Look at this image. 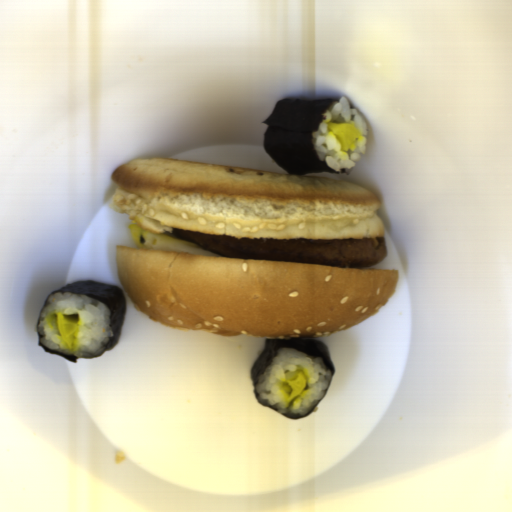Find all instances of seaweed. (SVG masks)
Here are the masks:
<instances>
[{
	"label": "seaweed",
	"instance_id": "obj_1",
	"mask_svg": "<svg viewBox=\"0 0 512 512\" xmlns=\"http://www.w3.org/2000/svg\"><path fill=\"white\" fill-rule=\"evenodd\" d=\"M337 98L278 100L271 115L264 120L267 128L263 136V149L276 166L288 174L307 175L331 172L343 175L320 160L313 144L312 134L318 131L323 117Z\"/></svg>",
	"mask_w": 512,
	"mask_h": 512
},
{
	"label": "seaweed",
	"instance_id": "obj_2",
	"mask_svg": "<svg viewBox=\"0 0 512 512\" xmlns=\"http://www.w3.org/2000/svg\"><path fill=\"white\" fill-rule=\"evenodd\" d=\"M58 292H70L81 294L93 298L100 303L104 304L110 311V327L113 333L111 339L105 345V349L96 357L99 358L107 350H111L118 344L121 338L122 325L125 315L126 297L121 288L116 285L101 282L98 280H80L71 282L65 287L52 292L44 302L45 306L48 298Z\"/></svg>",
	"mask_w": 512,
	"mask_h": 512
},
{
	"label": "seaweed",
	"instance_id": "obj_3",
	"mask_svg": "<svg viewBox=\"0 0 512 512\" xmlns=\"http://www.w3.org/2000/svg\"><path fill=\"white\" fill-rule=\"evenodd\" d=\"M282 348H292V349L304 351V352L319 356L321 359L324 360L327 368L331 369V372H332L331 382H332V377L336 372L334 362L332 360V357L330 355L327 345L325 343H323L321 340H317V339H313V338H310V339H269L268 338L267 340H265L264 347H263L262 351L260 352V354L251 370L253 394H254L257 377L260 374H264L268 364L274 359L277 350L282 349ZM331 382H330V386H329L323 400L313 410H311L308 414H306L304 416H288V415L279 413L278 411L274 410L273 408L258 402L257 399L255 398V394H254V398L258 404H260L263 407H265L269 410H272L280 415H283L287 418H291L294 420L295 419H305L306 417L311 415L313 413V411L325 400V398L331 388Z\"/></svg>",
	"mask_w": 512,
	"mask_h": 512
},
{
	"label": "seaweed",
	"instance_id": "obj_4",
	"mask_svg": "<svg viewBox=\"0 0 512 512\" xmlns=\"http://www.w3.org/2000/svg\"><path fill=\"white\" fill-rule=\"evenodd\" d=\"M37 344H38V346L40 348H42L44 351H46L49 354L59 355L62 358H64L65 360H67V361H70V362L75 363V364L77 363V359L79 357H76L73 354H64V353L55 352V351L51 350L50 348H48V347L44 346L43 344H41L39 334H38Z\"/></svg>",
	"mask_w": 512,
	"mask_h": 512
}]
</instances>
